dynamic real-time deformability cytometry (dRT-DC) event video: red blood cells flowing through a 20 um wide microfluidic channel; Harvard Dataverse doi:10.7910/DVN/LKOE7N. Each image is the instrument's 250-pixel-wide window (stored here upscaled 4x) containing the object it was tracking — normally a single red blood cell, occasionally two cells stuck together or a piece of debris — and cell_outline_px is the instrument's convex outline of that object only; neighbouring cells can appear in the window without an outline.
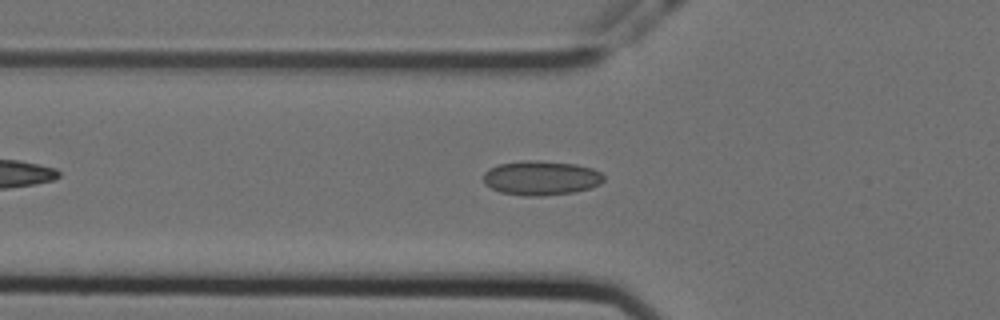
{"species": "Egyptian fruit bat (a non-hibernating species)", "species_latin": "Rousettus aegyptiacus", "temperature_condition": "cold", "stored_images_in_passage": 47, "camera_frame_rate_fps": 3000, "um_per_image_px": 0.085, "animal": {"sex": "female"}, "frame": {"image": 1, "passage_image": 10, "time_ms": 3.0, "image_size_px": [1000, 320], "cell_outline_px": [[604, 180], [600, 184], [592, 188], [572, 192], [540, 196], [524, 196], [500, 192], [484, 184], [484, 172], [488, 168], [496, 164], [524, 160], [536, 160], [576, 164], [592, 168], [600, 172], [604, 176]], "centroid_in_image_um": [45.97, 15.12], "position_along_channel_um": 79.8, "area_um2": 24.33}}
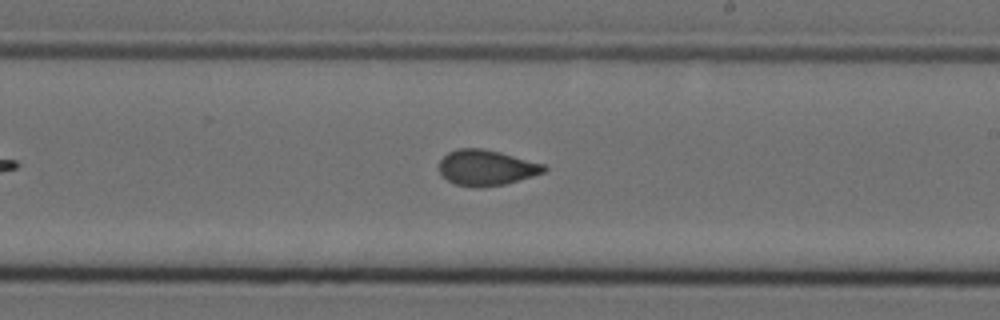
{"frame": {"image": 2, "passage_image": 24, "time_ms": 7.667, "image_size_px": [1000, 320], "cell_outline_px": [[548, 168], [544, 172], [532, 176], [504, 184], [480, 188], [476, 188], [456, 184], [448, 180], [440, 172], [440, 160], [448, 152], [456, 148], [484, 148], [500, 152], [544, 164]], "centroid_in_image_um": [41.33, 14.25], "position_along_channel_um": 247.7, "area_um2": 21.68}}
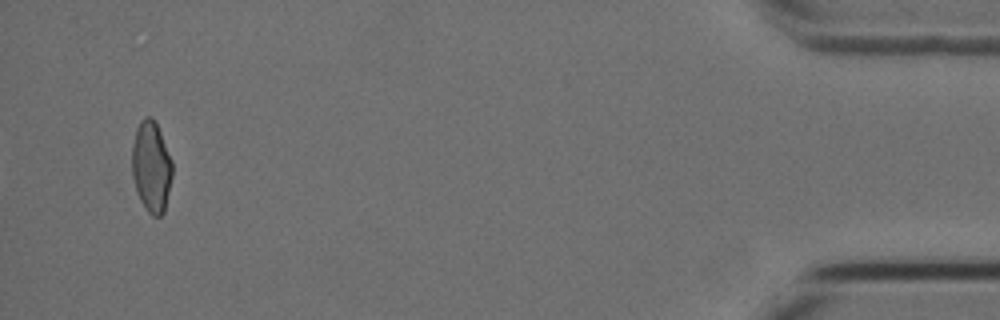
{"frame": {"image": 3, "passage_image": 45, "time_ms": 14.667, "image_size_px": [1000, 320], "cell_outline_px": [[172, 176], [164, 212], [160, 216], [152, 216], [148, 212], [140, 200], [132, 176], [132, 144], [136, 128], [140, 120], [144, 116], [152, 116], [160, 132], [172, 160]], "centroid_in_image_um": [12.85, 14.15], "position_along_channel_um": 422.3, "area_um2": 21.39}, "authors_computed_cell_mechanics": {"area_um2": 21.7906, "velocity_mm_per_s": 3.5745, "shape_relaxation_time_tau1_ms": null, "shape_relaxation_time_tau2_ms": 1.3566, "deformation_change_tau1": null, "deformation_change_tau2": 0.0587}}